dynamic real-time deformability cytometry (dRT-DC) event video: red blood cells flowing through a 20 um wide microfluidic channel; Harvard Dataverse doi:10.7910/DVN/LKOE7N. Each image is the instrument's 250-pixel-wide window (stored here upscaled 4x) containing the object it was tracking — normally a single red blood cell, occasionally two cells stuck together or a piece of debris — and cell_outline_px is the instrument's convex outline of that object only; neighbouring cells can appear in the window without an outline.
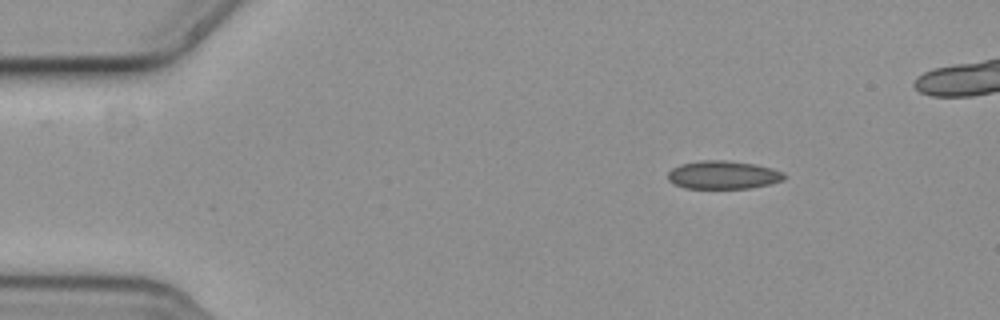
{"species": "common noctule bat (a hibernating species)", "species_latin": "Nyctalus noctula", "temperature_condition": "cold", "stored_images_in_passage": 4, "camera_frame_rate_fps": 3000, "um_per_image_px": 0.085, "animal": {"sex": "female", "body_mass_g": 19.3, "forearm_length_mm": 54.1}, "frame": {"image": 1, "passage_image": 1, "time_ms": 0.0, "image_size_px": [1000, 320], "cell_outline_px": [[784, 180], [768, 184], [748, 188], [684, 188], [668, 180], [668, 172], [672, 168], [680, 164], [700, 160], [724, 160], [752, 164], [772, 168], [784, 172]], "centroid_in_image_um": [61.44, 14.86], "position_along_channel_um": 23.6, "area_um2": 18.96}}